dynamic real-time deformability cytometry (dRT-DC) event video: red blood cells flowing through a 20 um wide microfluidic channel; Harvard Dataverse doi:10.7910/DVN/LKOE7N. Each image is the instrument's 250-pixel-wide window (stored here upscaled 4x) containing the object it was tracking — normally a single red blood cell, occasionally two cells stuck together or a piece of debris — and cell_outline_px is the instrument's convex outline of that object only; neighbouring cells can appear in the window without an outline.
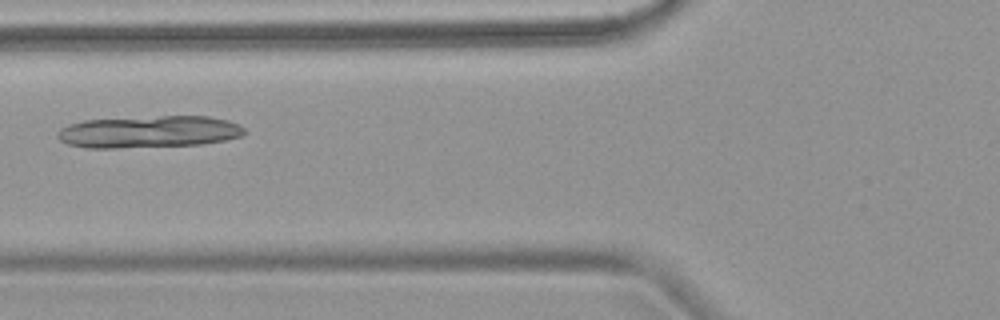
{"species": "common noctule bat (a hibernating species)", "species_latin": "Nyctalus noctula", "temperature_condition": "warm", "stored_images_in_passage": 6, "camera_frame_rate_fps": 3000, "um_per_image_px": 0.085, "animal": {"sex": "female", "body_mass_g": 18.4}, "frame": {"image": 1, "passage_image": 5, "time_ms": 5.667, "image_size_px": [1000, 320], "cell_outline_px": [[248, 132], [240, 136], [224, 140], [204, 144], [116, 148], [84, 148], [68, 144], [60, 140], [56, 136], [56, 132], [60, 128], [68, 124], [84, 120], [160, 116], [208, 116], [228, 120], [240, 124]], "centroid_in_image_um": [12.65, 11.2], "position_along_channel_um": 113.2, "area_um2": 35.14}}
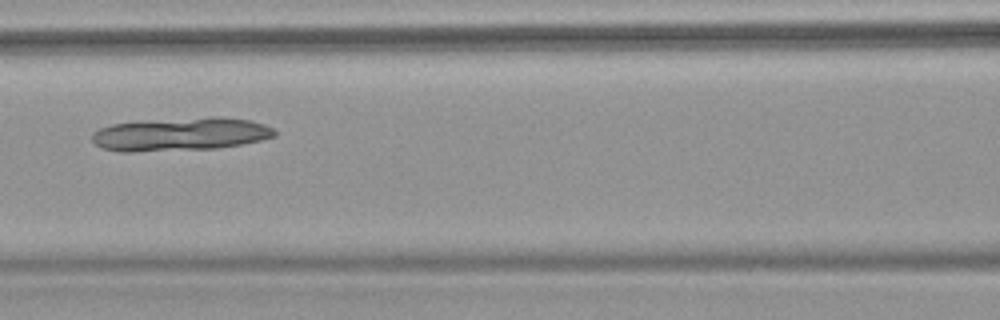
{"frame": {"image": 2, "passage_image": 6, "time_ms": 6.667, "image_size_px": [1000, 320], "cell_outline_px": [[276, 136], [260, 140], [240, 144], [216, 148], [132, 152], [120, 152], [100, 148], [92, 140], [92, 132], [100, 128], [112, 124], [212, 116], [220, 116], [252, 120], [264, 124], [272, 128], [276, 132]], "centroid_in_image_um": [15.35, 11.41], "position_along_channel_um": 151.3, "area_um2": 35.26}}